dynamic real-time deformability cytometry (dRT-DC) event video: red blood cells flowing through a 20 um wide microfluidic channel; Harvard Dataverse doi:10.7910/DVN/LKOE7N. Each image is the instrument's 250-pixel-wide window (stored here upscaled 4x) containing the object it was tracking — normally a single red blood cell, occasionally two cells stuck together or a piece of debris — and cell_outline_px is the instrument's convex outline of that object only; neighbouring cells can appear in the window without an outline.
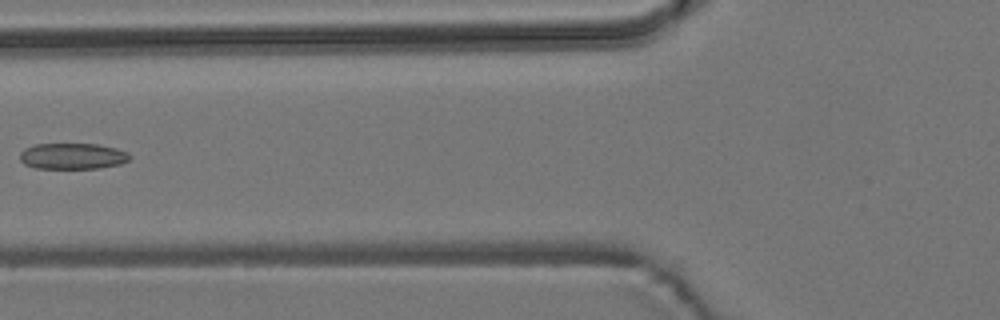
{"species": "common noctule bat (a hibernating species)", "species_latin": "Nyctalus noctula", "temperature_condition": "room temperature", "stored_images_in_passage": 7, "camera_frame_rate_fps": 3000, "um_per_image_px": 0.085, "animal": {"sex": "male", "body_mass_g": 19.2, "forearm_length_mm": 51.8}, "frame": {"image": 1, "passage_image": 6, "time_ms": 6.667, "image_size_px": [1000, 320], "cell_outline_px": [[132, 156], [128, 160], [120, 164], [96, 168], [36, 168], [24, 164], [20, 160], [20, 152], [24, 148], [36, 144], [96, 144], [116, 148], [128, 152]], "centroid_in_image_um": [6.16, 13.26], "position_along_channel_um": 119.6, "area_um2": 16.65}}
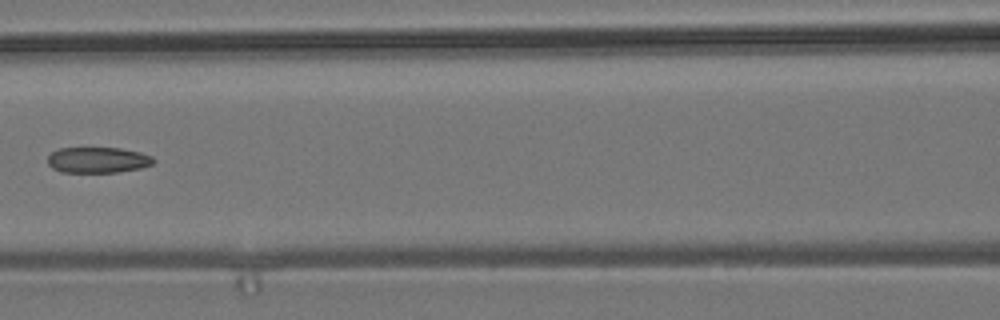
{"frame": {"image": 2, "passage_image": 7, "time_ms": 7.667, "image_size_px": [1000, 320], "cell_outline_px": [[156, 160], [152, 164], [140, 168], [116, 172], [60, 172], [52, 168], [48, 164], [48, 156], [52, 152], [60, 148], [120, 148], [140, 152], [152, 156]], "centroid_in_image_um": [8.31, 13.6], "position_along_channel_um": 158.3, "area_um2": 15.9}}